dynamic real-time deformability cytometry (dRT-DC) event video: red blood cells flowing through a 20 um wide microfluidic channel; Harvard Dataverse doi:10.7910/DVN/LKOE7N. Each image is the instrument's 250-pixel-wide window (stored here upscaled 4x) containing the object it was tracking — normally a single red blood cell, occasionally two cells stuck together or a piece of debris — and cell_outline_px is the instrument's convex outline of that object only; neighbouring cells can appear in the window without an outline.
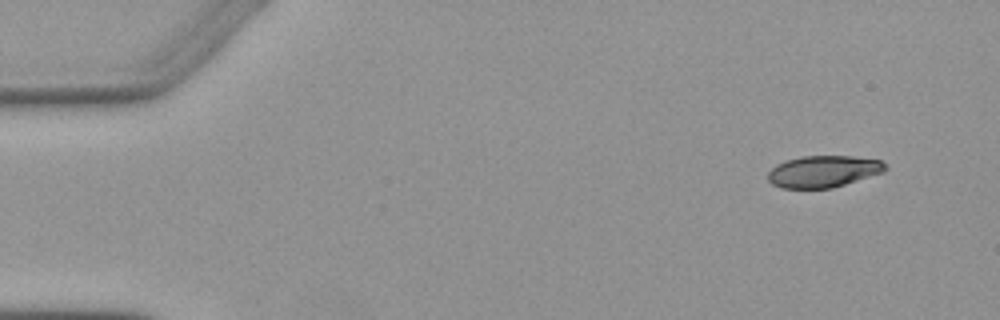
{"species": "Egyptian fruit bat (a non-hibernating species)", "species_latin": "Rousettus aegyptiacus", "temperature_condition": "warm", "stored_images_in_passage": 3, "segment_of_instrument_passage": [2, 2], "camera_frame_rate_fps": 3000, "um_per_image_px": 0.085, "animal": {"sex": "female"}, "frame": {"image": 1, "passage_image": 3, "time_ms": 2.333, "image_size_px": [1000, 320], "cell_outline_px": [[888, 168], [884, 172], [832, 188], [780, 188], [772, 184], [768, 180], [768, 172], [776, 164], [784, 160], [804, 156], [852, 156], [880, 160], [888, 164]], "centroid_in_image_um": [69.99, 14.57], "position_along_channel_um": 15.0, "area_um2": 21.85}}